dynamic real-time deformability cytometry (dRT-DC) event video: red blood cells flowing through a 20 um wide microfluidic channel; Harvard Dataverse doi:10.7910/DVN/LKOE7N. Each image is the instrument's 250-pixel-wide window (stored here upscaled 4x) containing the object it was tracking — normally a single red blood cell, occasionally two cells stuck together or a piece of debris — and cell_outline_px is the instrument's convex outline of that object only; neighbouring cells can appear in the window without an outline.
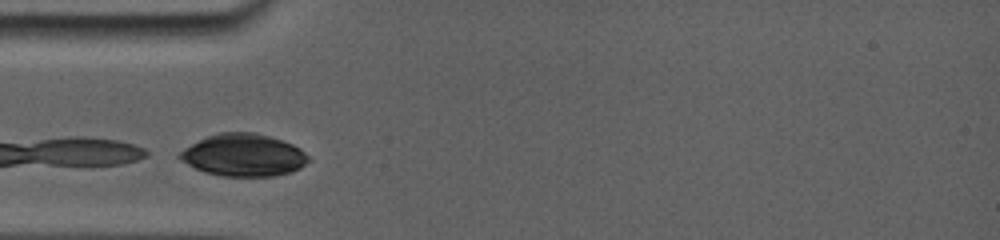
{"species": "common noctule bat (a hibernating species)", "species_latin": "Nyctalus noctula", "temperature_condition": "room temperature", "stored_images_in_passage": 17, "camera_frame_rate_fps": 5000, "um_per_image_px": 0.085, "animal": {"sex": "female", "body_mass_g": 19.0, "forearm_length_mm": 56.7}, "frame": {"image": 1, "passage_image": 1, "time_ms": 0.0, "image_size_px": [1000, 240], "cell_outline_px": [[312, 160], [300, 168], [292, 172], [272, 176], [220, 176], [204, 172], [180, 160], [176, 156], [180, 152], [192, 144], [208, 136], [220, 132], [252, 132], [268, 136], [292, 144], [300, 148]], "centroid_in_image_um": [20.72, 13.19], "position_along_channel_um": 64.3, "area_um2": 31.62}}
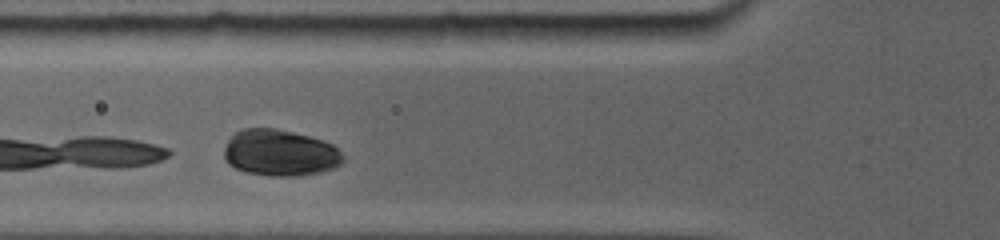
{"frame": {"image": 2, "passage_image": 3, "time_ms": 1.0, "image_size_px": [1000, 240], "cell_outline_px": [[344, 160], [340, 164], [332, 168], [320, 172], [296, 176], [268, 176], [248, 172], [236, 168], [228, 164], [224, 156], [224, 148], [228, 140], [236, 132], [244, 128], [272, 128], [308, 136], [332, 144], [344, 156]], "centroid_in_image_um": [23.78, 13.0], "position_along_channel_um": 102.0, "area_um2": 31.85}}